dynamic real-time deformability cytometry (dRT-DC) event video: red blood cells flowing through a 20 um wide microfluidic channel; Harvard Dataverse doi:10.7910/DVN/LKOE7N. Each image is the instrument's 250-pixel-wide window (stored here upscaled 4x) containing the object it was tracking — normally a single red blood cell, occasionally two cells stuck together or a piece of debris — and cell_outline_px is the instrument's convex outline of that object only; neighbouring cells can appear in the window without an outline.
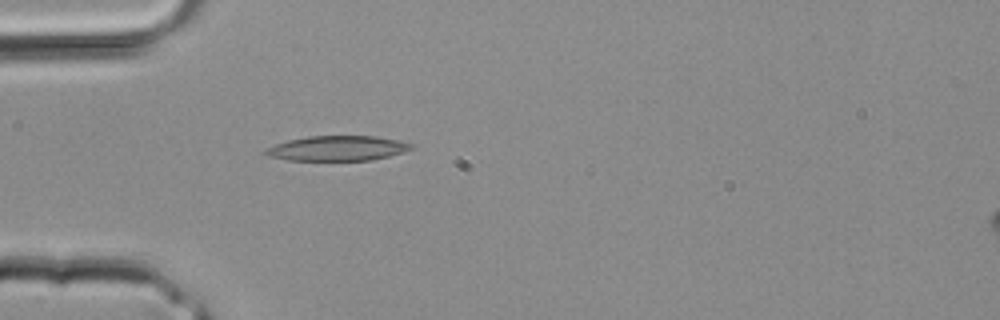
{"species": "common noctule bat (a hibernating species)", "species_latin": "Nyctalus noctula", "temperature_condition": "room temperature", "stored_images_in_passage": 3, "camera_frame_rate_fps": 3000, "um_per_image_px": 0.085, "animal": {"sex": "male", "body_mass_g": 20.4}, "frame": {"image": 1, "passage_image": 3, "time_ms": 0.667, "image_size_px": [1000, 320], "cell_outline_px": [[416, 148], [404, 152], [372, 160], [288, 160], [268, 156], [260, 152], [264, 148], [288, 140], [308, 136], [376, 136], [400, 140], [416, 144]], "centroid_in_image_um": [28.71, 12.6], "position_along_channel_um": 56.3, "area_um2": 21.5}}